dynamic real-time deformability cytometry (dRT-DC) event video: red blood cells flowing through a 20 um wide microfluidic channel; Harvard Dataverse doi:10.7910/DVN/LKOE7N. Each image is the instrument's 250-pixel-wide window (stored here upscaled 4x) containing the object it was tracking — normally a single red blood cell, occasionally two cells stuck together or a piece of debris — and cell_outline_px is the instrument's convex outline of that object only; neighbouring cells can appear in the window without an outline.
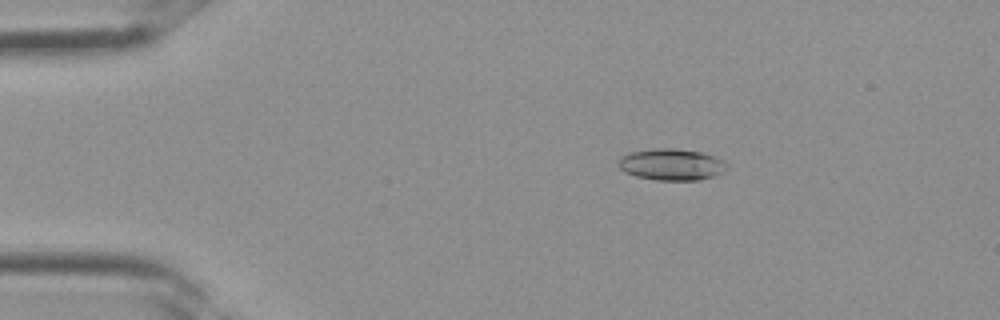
{"species": "Egyptian fruit bat (a non-hibernating species)", "species_latin": "Rousettus aegyptiacus", "temperature_condition": "room temperature", "stored_images_in_passage": 35, "camera_frame_rate_fps": 3000, "um_per_image_px": 0.085, "frame": {"image": 1, "passage_image": 6, "time_ms": 1.667, "image_size_px": [1000, 320], "cell_outline_px": [[728, 168], [716, 176], [696, 180], [656, 180], [636, 176], [624, 172], [616, 164], [620, 156], [632, 152], [656, 148], [672, 148], [700, 152], [724, 160], [728, 164]], "centroid_in_image_um": [57.07, 13.99], "position_along_channel_um": 27.9, "area_um2": 20.0}}
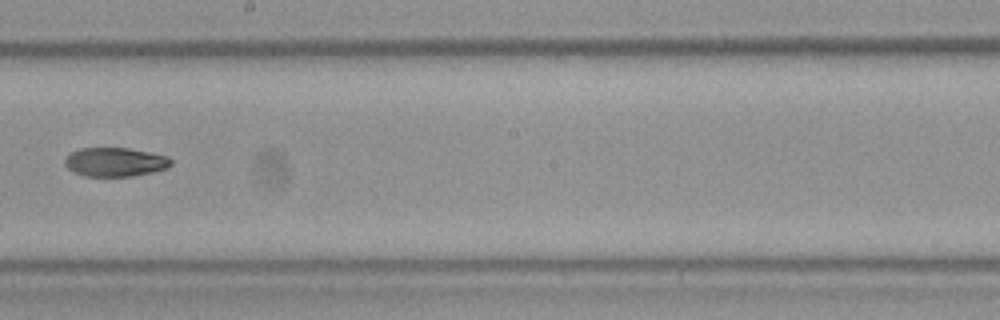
{"frame": {"image": 2, "passage_image": 20, "time_ms": 6.333, "image_size_px": [1000, 320], "cell_outline_px": [[172, 164], [168, 168], [152, 172], [132, 176], [84, 176], [72, 172], [64, 164], [64, 160], [72, 152], [80, 148], [128, 148], [152, 152], [168, 156], [172, 160]], "centroid_in_image_um": [9.81, 13.77], "position_along_channel_um": 238.4, "area_um2": 18.03}}
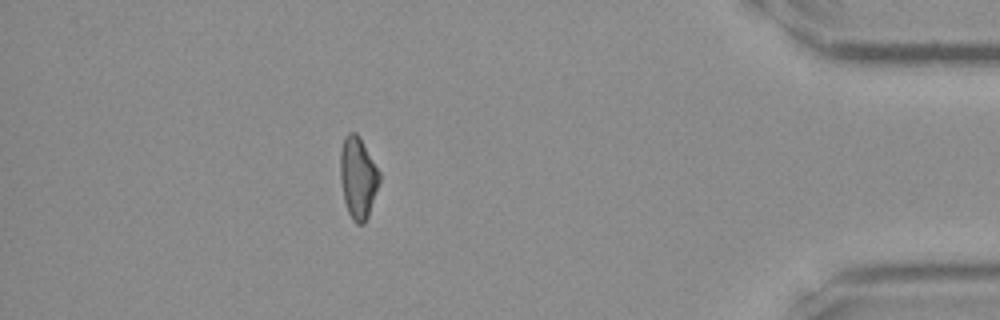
{"frame": {"image": 3, "passage_image": 31, "time_ms": 10.0, "image_size_px": [1000, 320], "cell_outline_px": [[380, 180], [368, 216], [364, 224], [356, 224], [352, 220], [348, 212], [344, 200], [340, 180], [340, 152], [344, 136], [348, 132], [356, 132], [380, 172]], "centroid_in_image_um": [30.41, 15.11], "position_along_channel_um": 404.8, "area_um2": 18.55}}